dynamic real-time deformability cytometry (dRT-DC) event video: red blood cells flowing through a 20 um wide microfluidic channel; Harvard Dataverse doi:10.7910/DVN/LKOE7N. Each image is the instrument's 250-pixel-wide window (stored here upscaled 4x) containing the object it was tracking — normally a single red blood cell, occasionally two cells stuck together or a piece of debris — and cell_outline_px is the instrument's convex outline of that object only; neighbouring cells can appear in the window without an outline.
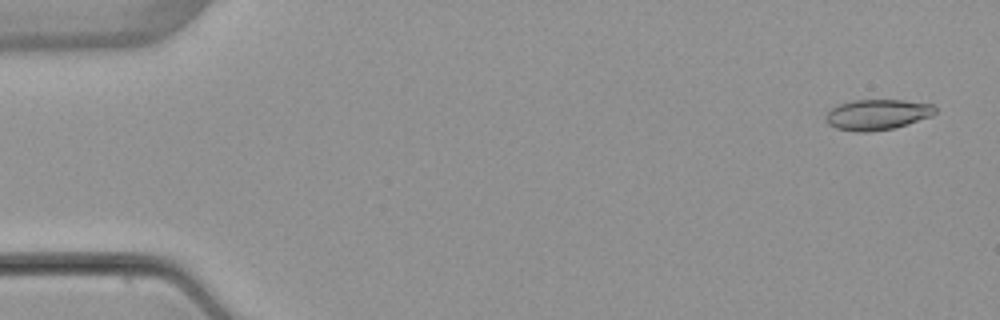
{"species": "common noctule bat (a hibernating species)", "species_latin": "Nyctalus noctula", "temperature_condition": "warm", "stored_images_in_passage": 5, "camera_frame_rate_fps": 3000, "um_per_image_px": 0.085, "animal": {"sex": "female", "body_mass_g": 22.7, "forearm_length_mm": 54.2}, "frame": {"image": 1, "passage_image": 1, "time_ms": 0.0, "image_size_px": [1000, 320], "cell_outline_px": [[936, 112], [932, 116], [908, 124], [892, 128], [868, 132], [856, 132], [836, 128], [828, 124], [824, 120], [824, 116], [836, 104], [852, 100], [904, 100], [932, 104], [936, 108]], "centroid_in_image_um": [74.54, 9.73], "position_along_channel_um": 10.5, "area_um2": 19.65}}
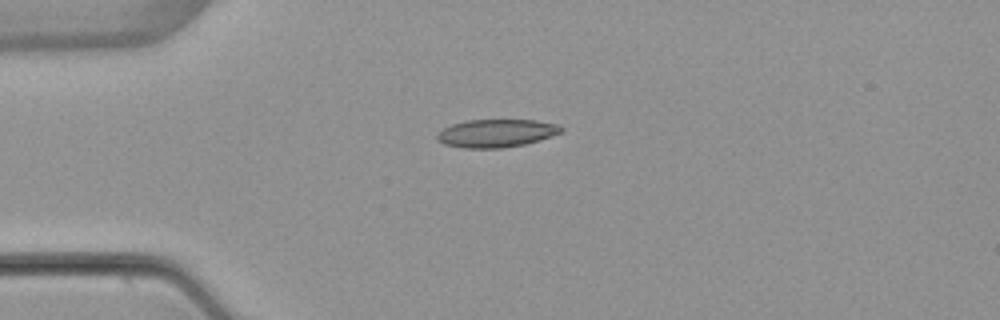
{"frame": {"image": 2, "passage_image": 4, "time_ms": 3.667, "image_size_px": [1000, 320], "cell_outline_px": [[564, 132], [540, 140], [524, 144], [504, 148], [464, 148], [444, 144], [436, 140], [436, 132], [452, 124], [468, 120], [536, 120], [560, 124], [564, 128]], "centroid_in_image_um": [42.21, 11.32], "position_along_channel_um": 42.8, "area_um2": 20.52}}